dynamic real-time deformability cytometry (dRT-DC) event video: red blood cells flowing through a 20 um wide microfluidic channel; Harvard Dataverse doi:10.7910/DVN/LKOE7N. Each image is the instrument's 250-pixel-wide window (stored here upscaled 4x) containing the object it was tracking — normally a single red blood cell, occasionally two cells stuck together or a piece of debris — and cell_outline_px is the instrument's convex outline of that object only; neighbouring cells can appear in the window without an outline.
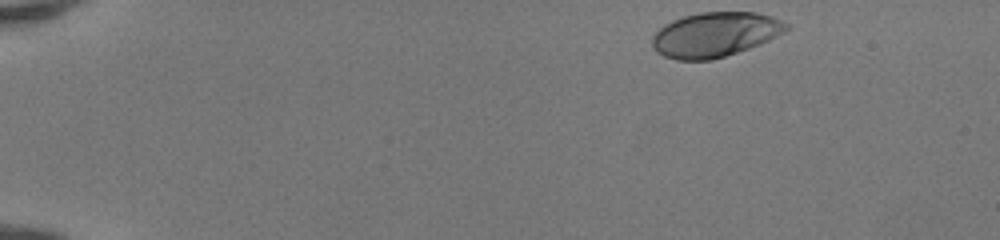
{"species": "human", "species_latin": "Homo sapiens", "temperature_condition": "room temperature", "stored_images_in_passage": 44, "camera_frame_rate_fps": 3000, "um_per_image_px": 0.085, "donor": {"sex": "female"}, "frame": {"image": 1, "passage_image": 1, "time_ms": 0.0, "image_size_px": [1000, 240], "cell_outline_px": [[788, 28], [784, 32], [760, 44], [712, 60], [676, 60], [664, 56], [656, 52], [652, 44], [652, 36], [664, 24], [672, 20], [684, 16], [700, 12], [756, 12], [772, 16], [788, 24]], "centroid_in_image_um": [60.75, 2.93], "position_along_channel_um": 24.2, "area_um2": 34.8}}
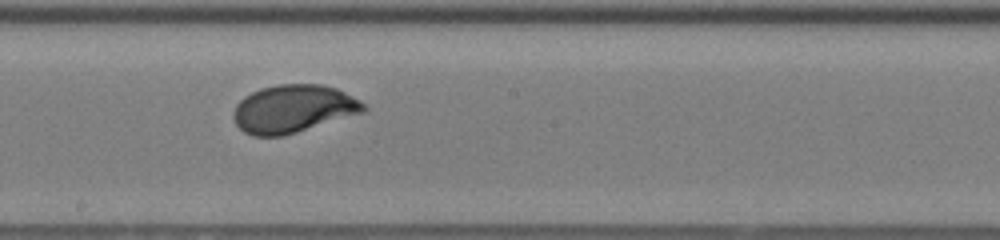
{"frame": {"image": 2, "passage_image": 24, "time_ms": 7.667, "image_size_px": [1000, 240], "cell_outline_px": [[368, 108], [364, 112], [284, 136], [252, 136], [244, 132], [236, 124], [232, 116], [232, 112], [236, 104], [244, 96], [260, 88], [280, 84], [320, 84], [336, 88], [360, 100]], "centroid_in_image_um": [24.9, 9.25], "position_along_channel_um": 223.3, "area_um2": 36.41}}
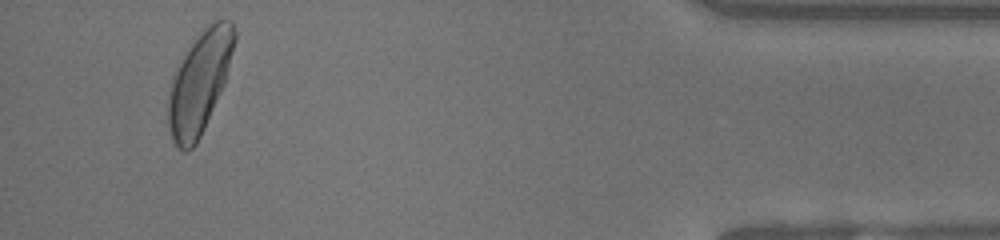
{"frame": {"image": 3, "passage_image": 42, "time_ms": 13.667, "image_size_px": [1000, 240], "cell_outline_px": [[236, 40], [224, 84], [204, 128], [196, 144], [192, 148], [184, 152], [172, 140], [168, 128], [168, 100], [172, 80], [184, 56], [192, 44], [204, 28], [208, 24], [216, 20], [232, 20], [236, 32]], "centroid_in_image_um": [16.98, 7.02], "position_along_channel_um": 418.2, "area_um2": 38.38}, "authors_computed_cell_mechanics": {"area_um2": 35.3736, "velocity_mm_per_s": 4.1486, "shape_relaxation_time_tau1_ms": 1.9724, "shape_relaxation_time_tau2_ms": null, "deformation_change_tau1": 0.1526, "deformation_change_tau2": null}}